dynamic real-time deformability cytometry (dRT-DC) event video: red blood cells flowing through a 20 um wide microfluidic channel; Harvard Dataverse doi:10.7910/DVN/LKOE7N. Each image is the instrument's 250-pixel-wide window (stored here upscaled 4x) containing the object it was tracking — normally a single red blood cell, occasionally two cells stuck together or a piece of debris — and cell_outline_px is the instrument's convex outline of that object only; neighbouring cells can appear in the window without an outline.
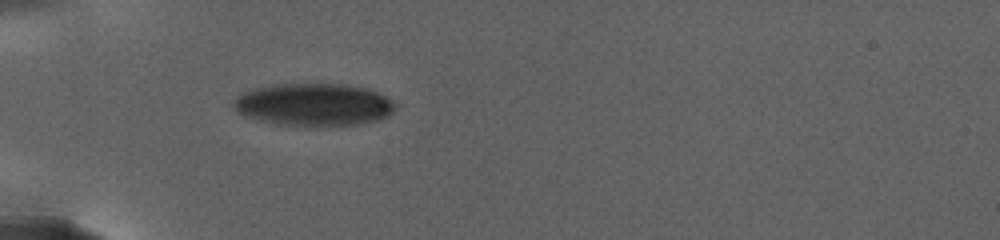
{"species": "human", "species_latin": "Homo sapiens", "temperature_condition": "warm", "stored_images_in_passage": 59, "camera_frame_rate_fps": 3000, "um_per_image_px": 0.085, "donor": {"sex": "female"}, "frame": {"image": 1, "passage_image": 1, "time_ms": 0.0, "image_size_px": [1000, 240], "cell_outline_px": [[396, 108], [388, 116], [380, 120], [356, 124], [328, 128], [296, 128], [256, 120], [244, 116], [236, 112], [232, 104], [232, 100], [236, 96], [244, 92], [256, 88], [280, 84], [340, 84], [364, 88], [376, 92], [384, 96], [396, 104]], "centroid_in_image_um": [26.62, 8.95], "position_along_channel_um": 58.4, "area_um2": 41.1}}
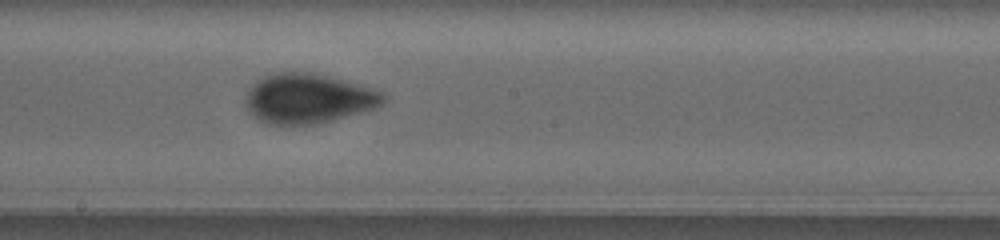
{"frame": {"image": 2, "passage_image": 39, "time_ms": 7.0, "image_size_px": [1000, 240], "cell_outline_px": [[388, 100], [376, 108], [332, 120], [316, 124], [264, 124], [256, 120], [252, 116], [244, 104], [244, 96], [248, 88], [256, 80], [272, 72], [312, 72], [384, 92], [388, 96]], "centroid_in_image_um": [26.14, 8.38], "position_along_channel_um": 222.1, "area_um2": 40.29}}
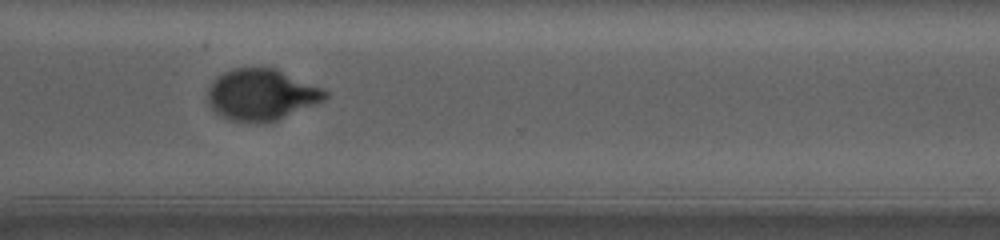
{"frame": {"image": 3, "passage_image": 58, "time_ms": 12.0, "image_size_px": [1000, 240], "cell_outline_px": [[328, 96], [324, 100], [276, 120], [264, 124], [256, 124], [228, 120], [220, 116], [208, 104], [208, 88], [224, 72], [232, 68], [276, 68], [324, 88], [328, 92]], "centroid_in_image_um": [22.23, 8.07], "position_along_channel_um": 348.4, "area_um2": 35.2}}